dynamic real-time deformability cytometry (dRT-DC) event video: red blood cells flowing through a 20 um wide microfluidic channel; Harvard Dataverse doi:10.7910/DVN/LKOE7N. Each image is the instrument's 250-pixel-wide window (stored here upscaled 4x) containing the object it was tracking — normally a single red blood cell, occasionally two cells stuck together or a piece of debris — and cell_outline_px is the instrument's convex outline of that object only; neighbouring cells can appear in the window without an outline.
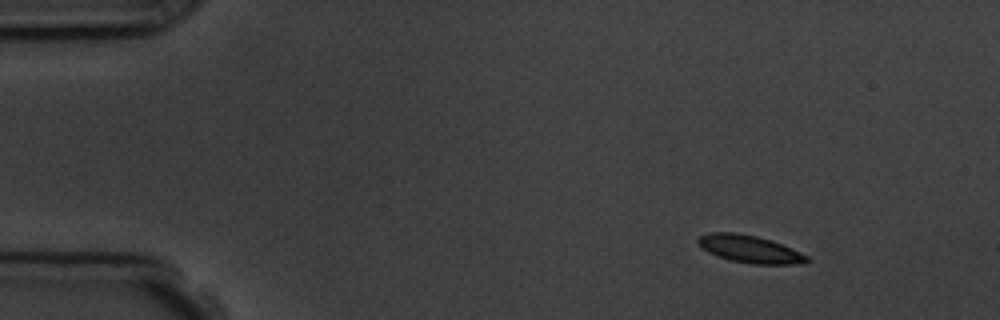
{"species": "common noctule bat (a hibernating species)", "species_latin": "Nyctalus noctula", "temperature_condition": "room temperature", "stored_images_in_passage": 14, "camera_frame_rate_fps": 3000, "um_per_image_px": 0.085, "animal": {"sex": "male", "body_mass_g": 19.5, "forearm_length_mm": 54.6}, "frame": {"image": 1, "passage_image": 1, "time_ms": 0.0, "image_size_px": [1000, 320], "cell_outline_px": [[812, 260], [792, 264], [752, 264], [732, 260], [708, 252], [696, 240], [700, 236], [712, 232], [736, 232], [756, 236], [780, 244], [800, 252], [808, 256]], "centroid_in_image_um": [63.73, 21.16], "position_along_channel_um": 21.3, "area_um2": 16.94}, "authors_computed_cell_mechanics": {"area_um2": 17.6001, "velocity_mm_per_s": 3.7718, "shape_relaxation_time_tau1_ms": 2.8906, "shape_relaxation_time_tau2_ms": 5.5644, "deformation_change_tau1": 0.086, "deformation_change_tau2": 0.0665}}